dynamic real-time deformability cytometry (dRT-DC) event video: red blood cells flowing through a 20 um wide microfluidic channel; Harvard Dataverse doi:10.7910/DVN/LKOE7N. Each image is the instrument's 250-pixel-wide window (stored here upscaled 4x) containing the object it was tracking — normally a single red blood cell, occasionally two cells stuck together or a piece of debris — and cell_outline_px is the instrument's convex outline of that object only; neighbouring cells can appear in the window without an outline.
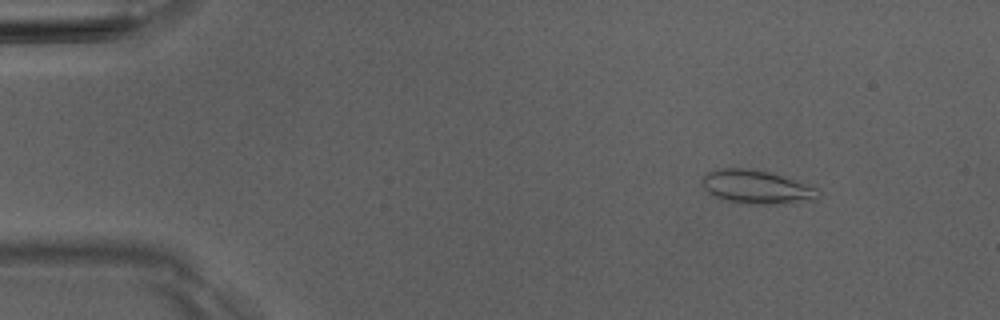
{"species": "Egyptian fruit bat (a non-hibernating species)", "species_latin": "Rousettus aegyptiacus", "temperature_condition": "room temperature", "stored_images_in_passage": 5, "camera_frame_rate_fps": 3000, "um_per_image_px": 0.085, "animal": {"sex": "male"}, "frame": {"image": 1, "passage_image": 1, "time_ms": 0.0, "image_size_px": [1000, 320], "cell_outline_px": [[820, 192], [816, 200], [764, 204], [752, 204], [728, 200], [716, 196], [708, 192], [704, 188], [704, 176], [708, 172], [716, 168], [744, 168], [768, 172], [816, 188]], "centroid_in_image_um": [64.29, 15.89], "position_along_channel_um": 20.7, "area_um2": 21.91}}